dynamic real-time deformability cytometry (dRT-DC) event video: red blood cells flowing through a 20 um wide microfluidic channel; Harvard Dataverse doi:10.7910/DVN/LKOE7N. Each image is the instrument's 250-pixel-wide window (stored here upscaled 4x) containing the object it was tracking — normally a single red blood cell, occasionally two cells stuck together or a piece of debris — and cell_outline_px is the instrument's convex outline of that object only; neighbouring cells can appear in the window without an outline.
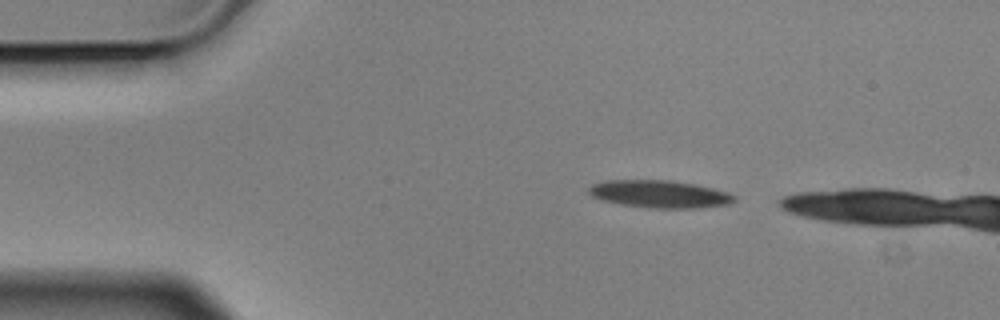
{"species": "Egyptian fruit bat (a non-hibernating species)", "species_latin": "Rousettus aegyptiacus", "temperature_condition": "cold", "stored_images_in_passage": 2, "camera_frame_rate_fps": 3000, "um_per_image_px": 0.085, "animal": {"sex": "male"}, "frame": {"image": 1, "passage_image": 1, "time_ms": 0.0, "image_size_px": [1000, 320], "cell_outline_px": [[736, 200], [728, 204], [696, 208], [648, 208], [620, 204], [600, 200], [592, 196], [588, 192], [588, 188], [592, 184], [608, 180], [672, 180], [696, 184], [728, 192], [736, 196]], "centroid_in_image_um": [56.06, 16.49], "position_along_channel_um": 28.9, "area_um2": 23.47}}